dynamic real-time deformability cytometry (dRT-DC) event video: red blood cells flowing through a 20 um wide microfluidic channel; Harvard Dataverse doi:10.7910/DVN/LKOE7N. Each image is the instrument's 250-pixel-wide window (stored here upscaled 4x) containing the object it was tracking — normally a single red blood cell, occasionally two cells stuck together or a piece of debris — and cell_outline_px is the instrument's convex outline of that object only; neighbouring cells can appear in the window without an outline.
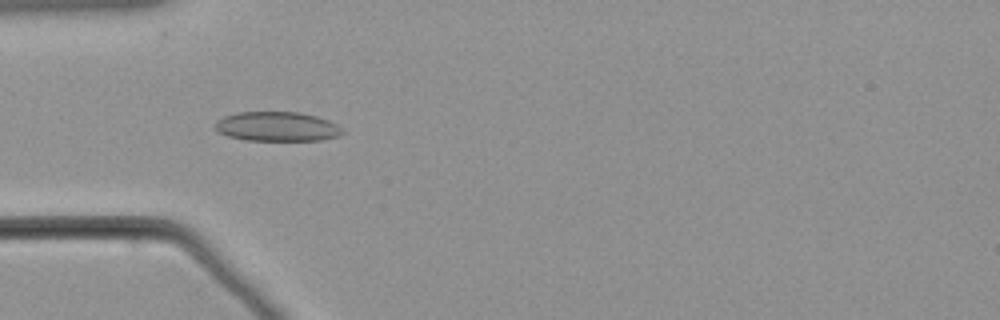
{"species": "common noctule bat (a hibernating species)", "species_latin": "Nyctalus noctula", "temperature_condition": "warm", "stored_images_in_passage": 43, "camera_frame_rate_fps": 3000, "um_per_image_px": 0.085, "animal": {"sex": "male", "body_mass_g": 21.5, "forearm_length_mm": 52.0}, "frame": {"image": 1, "passage_image": 4, "time_ms": 1.0, "image_size_px": [1000, 320], "cell_outline_px": [[344, 132], [340, 136], [320, 140], [244, 140], [228, 136], [220, 132], [216, 128], [216, 120], [224, 116], [236, 112], [300, 112], [316, 116], [328, 120], [336, 124]], "centroid_in_image_um": [23.55, 10.75], "position_along_channel_um": 61.4, "area_um2": 21.79}}
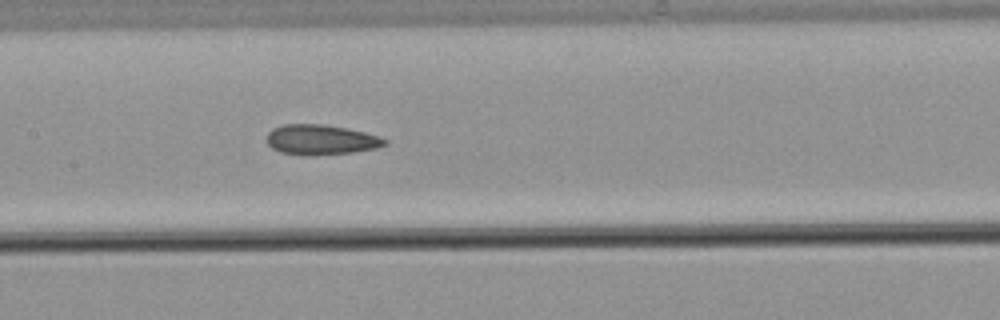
{"frame": {"image": 2, "passage_image": 14, "time_ms": 4.333, "image_size_px": [1000, 320], "cell_outline_px": [[388, 144], [376, 148], [352, 152], [304, 156], [280, 152], [272, 148], [268, 144], [268, 132], [272, 128], [284, 124], [324, 124], [348, 128], [380, 136], [388, 140]], "centroid_in_image_um": [27.29, 11.87], "position_along_channel_um": 180.1, "area_um2": 20.81}}
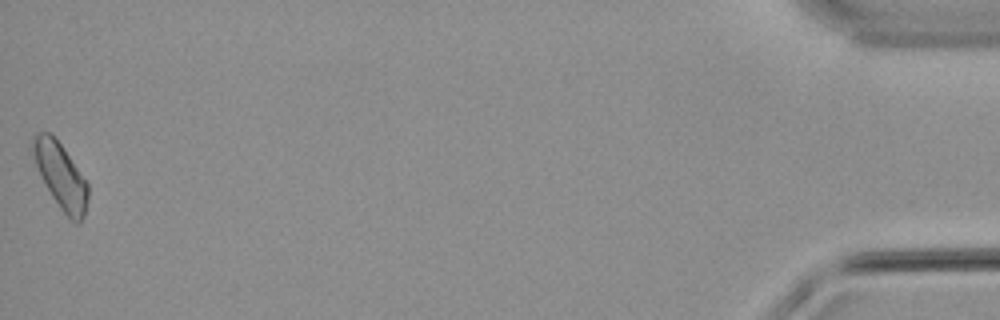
{"frame": {"image": 3, "passage_image": 43, "time_ms": 14.0, "image_size_px": [1000, 320], "cell_outline_px": [[88, 196], [84, 216], [80, 224], [76, 224], [60, 208], [52, 196], [40, 176], [28, 148], [28, 144], [32, 136], [36, 132], [48, 132], [60, 144], [88, 184]], "centroid_in_image_um": [5.08, 14.9], "position_along_channel_um": 430.1, "area_um2": 21.1}}